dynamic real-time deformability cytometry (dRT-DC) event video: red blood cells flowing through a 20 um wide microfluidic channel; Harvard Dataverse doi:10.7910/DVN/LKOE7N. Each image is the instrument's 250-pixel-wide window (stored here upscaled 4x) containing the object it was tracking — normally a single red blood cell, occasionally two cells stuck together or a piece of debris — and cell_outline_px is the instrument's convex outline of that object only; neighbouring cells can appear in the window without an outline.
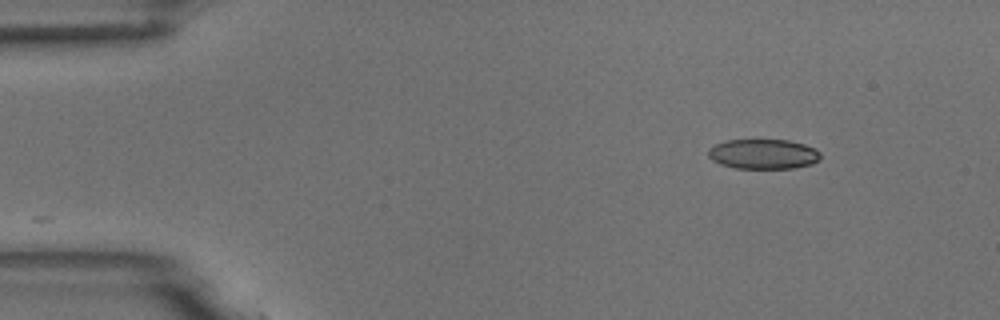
{"species": "common noctule bat (a hibernating species)", "species_latin": "Nyctalus noctula", "temperature_condition": "room temperature", "stored_images_in_passage": 3, "camera_frame_rate_fps": 3000, "um_per_image_px": 0.085, "animal": {"sex": "male", "body_mass_g": 18.8}, "frame": {"image": 1, "passage_image": 1, "time_ms": 0.0, "image_size_px": [1000, 320], "cell_outline_px": [[820, 160], [812, 164], [792, 168], [736, 168], [720, 164], [712, 160], [708, 156], [708, 148], [716, 144], [728, 140], [788, 140], [804, 144], [816, 148], [820, 152]], "centroid_in_image_um": [64.89, 13.09], "position_along_channel_um": 20.1, "area_um2": 19.59}}